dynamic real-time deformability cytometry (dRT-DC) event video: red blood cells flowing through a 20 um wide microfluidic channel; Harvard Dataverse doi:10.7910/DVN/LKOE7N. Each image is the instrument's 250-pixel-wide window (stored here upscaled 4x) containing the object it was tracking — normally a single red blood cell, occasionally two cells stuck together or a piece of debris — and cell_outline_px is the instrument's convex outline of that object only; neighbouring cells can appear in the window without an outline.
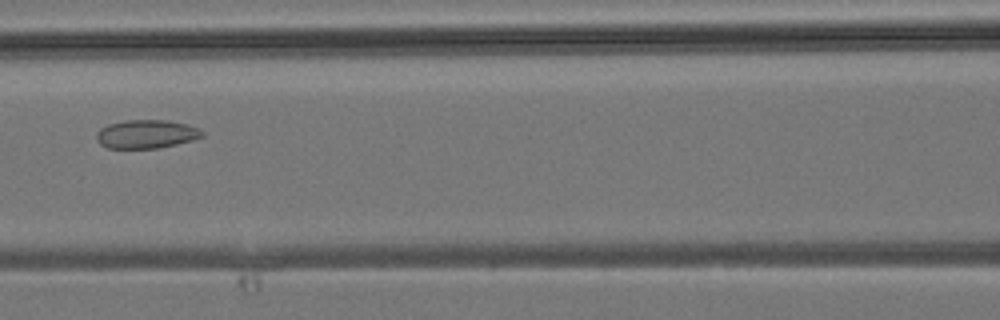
{"species": "common noctule bat (a hibernating species)", "species_latin": "Nyctalus noctula", "temperature_condition": "room temperature", "stored_images_in_passage": 32, "camera_frame_rate_fps": 3000, "um_per_image_px": 0.085, "animal": {"sex": "male", "body_mass_g": 19.2, "forearm_length_mm": 51.8}, "frame": {"image": 1, "passage_image": 9, "time_ms": 2.667, "image_size_px": [1000, 320], "cell_outline_px": [[204, 136], [192, 140], [176, 144], [156, 148], [108, 148], [100, 144], [96, 140], [96, 132], [100, 128], [108, 124], [124, 120], [168, 120], [188, 124], [200, 128], [204, 132]], "centroid_in_image_um": [12.44, 11.38], "position_along_channel_um": 154.2, "area_um2": 17.74}}
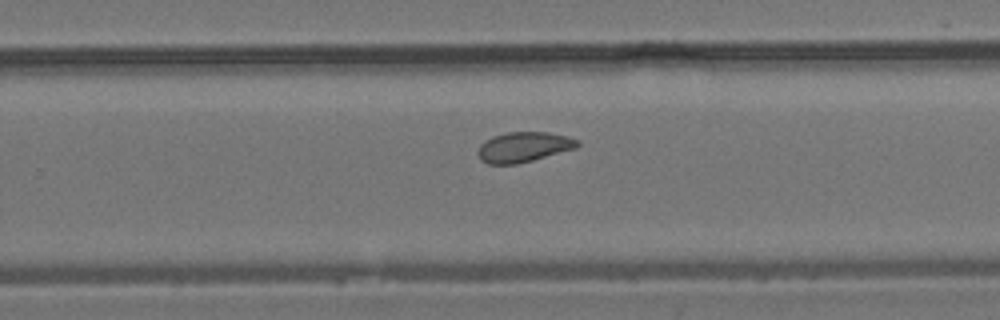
{"frame": {"image": 2, "passage_image": 17, "time_ms": 5.333, "image_size_px": [1000, 320], "cell_outline_px": [[580, 144], [576, 148], [532, 160], [516, 164], [488, 164], [480, 160], [476, 152], [480, 144], [484, 140], [492, 136], [508, 132], [548, 132], [568, 136], [580, 140]], "centroid_in_image_um": [44.49, 12.49], "position_along_channel_um": 285.3, "area_um2": 17.63}}
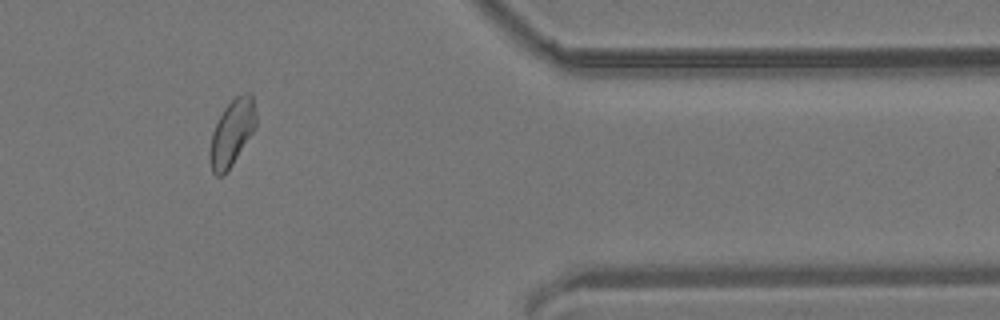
{"frame": {"image": 3, "passage_image": 25, "time_ms": 8.0, "image_size_px": [1000, 320], "cell_outline_px": [[256, 128], [224, 176], [216, 176], [212, 172], [208, 156], [212, 132], [224, 108], [236, 96], [244, 92], [252, 92], [256, 116]], "centroid_in_image_um": [19.71, 11.29], "position_along_channel_um": 391.7, "area_um2": 17.92}}